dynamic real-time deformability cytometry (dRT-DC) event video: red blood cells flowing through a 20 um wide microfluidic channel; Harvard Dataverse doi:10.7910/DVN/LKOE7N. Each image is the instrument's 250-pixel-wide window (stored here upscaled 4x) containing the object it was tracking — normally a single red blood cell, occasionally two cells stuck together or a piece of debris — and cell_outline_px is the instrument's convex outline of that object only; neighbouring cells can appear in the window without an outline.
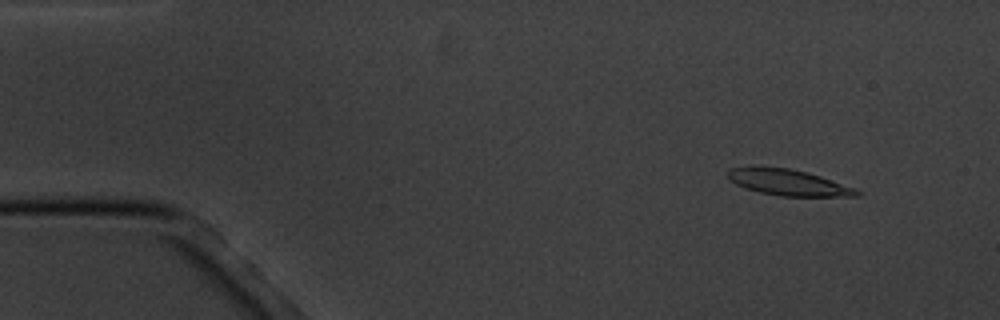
{"species": "common noctule bat (a hibernating species)", "species_latin": "Nyctalus noctula", "temperature_condition": "cold", "stored_images_in_passage": 6, "camera_frame_rate_fps": 3000, "um_per_image_px": 0.085, "animal": {"sex": "male", "body_mass_g": 20.1, "forearm_length_mm": 53.5}, "frame": {"image": 1, "passage_image": 2, "time_ms": 1.333, "image_size_px": [1000, 320], "cell_outline_px": [[864, 192], [860, 196], [780, 196], [760, 192], [736, 184], [728, 180], [728, 168], [788, 168], [808, 172], [856, 188]], "centroid_in_image_um": [67.09, 15.53], "position_along_channel_um": 17.9, "area_um2": 19.25}}
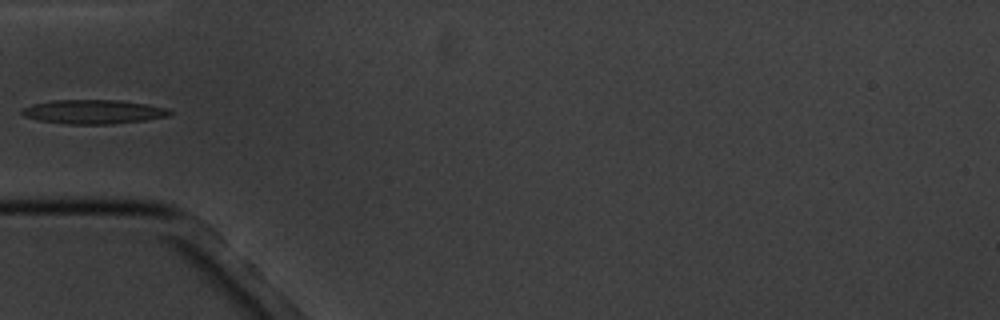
{"frame": {"image": 2, "passage_image": 5, "time_ms": 5.667, "image_size_px": [1000, 320], "cell_outline_px": [[172, 112], [168, 116], [144, 120], [112, 124], [64, 124], [40, 120], [24, 116], [20, 112], [20, 108], [32, 104], [52, 100], [120, 100], [148, 104], [168, 108]], "centroid_in_image_um": [7.92, 9.49], "position_along_channel_um": 77.1, "area_um2": 20.87}}
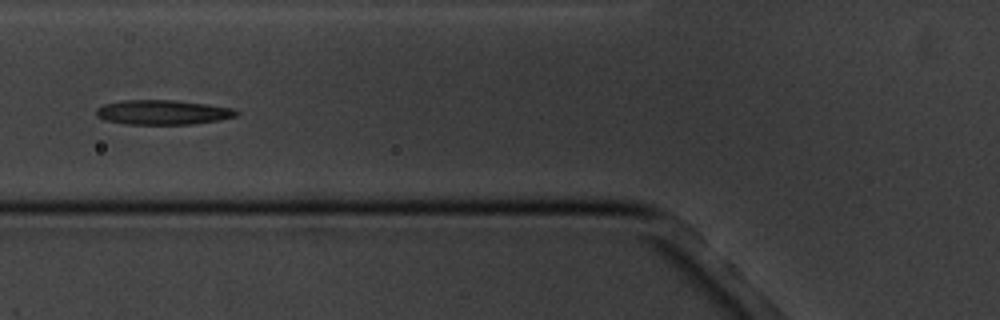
{"frame": {"image": 3, "passage_image": 6, "time_ms": 6.667, "image_size_px": [1000, 320], "cell_outline_px": [[240, 112], [236, 116], [220, 120], [192, 124], [124, 124], [108, 120], [96, 116], [96, 108], [104, 104], [124, 100], [172, 100], [208, 104], [236, 108]], "centroid_in_image_um": [13.88, 9.54], "position_along_channel_um": 111.9, "area_um2": 20.17}}